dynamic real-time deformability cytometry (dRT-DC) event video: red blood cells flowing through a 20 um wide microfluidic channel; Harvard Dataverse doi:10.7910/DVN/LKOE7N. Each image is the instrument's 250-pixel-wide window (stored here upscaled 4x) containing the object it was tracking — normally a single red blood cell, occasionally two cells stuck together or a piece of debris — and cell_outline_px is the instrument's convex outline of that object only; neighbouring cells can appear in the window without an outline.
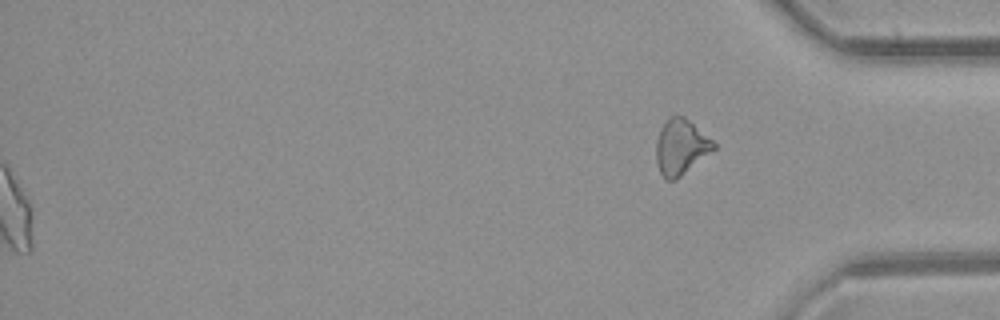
{"species": "common noctule bat (a hibernating species)", "species_latin": "Nyctalus noctula", "temperature_condition": "room temperature", "stored_images_in_passage": 44, "segment_of_instrument_passage": [2, 2], "camera_frame_rate_fps": 3000, "um_per_image_px": 0.085, "animal": {"sex": "female", "body_mass_g": 21.9}, "frame": {"image": 1, "passage_image": 44, "time_ms": 14.333, "image_size_px": [1000, 320], "cell_outline_px": [[716, 148], [676, 180], [664, 180], [656, 164], [656, 140], [664, 124], [672, 116], [684, 116], [712, 140], [716, 144]], "centroid_in_image_um": [57.86, 12.53], "position_along_channel_um": 377.3, "area_um2": 18.32}}